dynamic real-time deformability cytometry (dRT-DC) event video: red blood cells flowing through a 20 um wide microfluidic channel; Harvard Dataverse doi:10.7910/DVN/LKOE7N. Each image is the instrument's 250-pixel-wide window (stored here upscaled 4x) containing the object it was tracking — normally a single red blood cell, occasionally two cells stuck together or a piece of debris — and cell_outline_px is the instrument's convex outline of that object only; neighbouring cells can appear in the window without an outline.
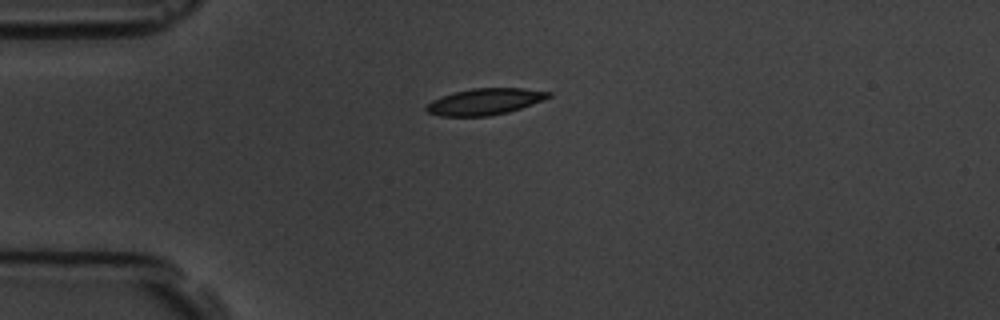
{"species": "common noctule bat (a hibernating species)", "species_latin": "Nyctalus noctula", "temperature_condition": "room temperature", "stored_images_in_passage": 5, "camera_frame_rate_fps": 3000, "um_per_image_px": 0.085, "animal": {"sex": "male", "body_mass_g": 19.5, "forearm_length_mm": 54.6}, "frame": {"image": 1, "passage_image": 1, "time_ms": 0.0, "image_size_px": [1000, 320], "cell_outline_px": [[552, 96], [544, 100], [508, 112], [488, 116], [440, 116], [428, 112], [424, 108], [432, 100], [440, 96], [452, 92], [472, 88], [524, 88], [552, 92]], "centroid_in_image_um": [41.21, 8.63], "position_along_channel_um": 43.8, "area_um2": 18.9}}
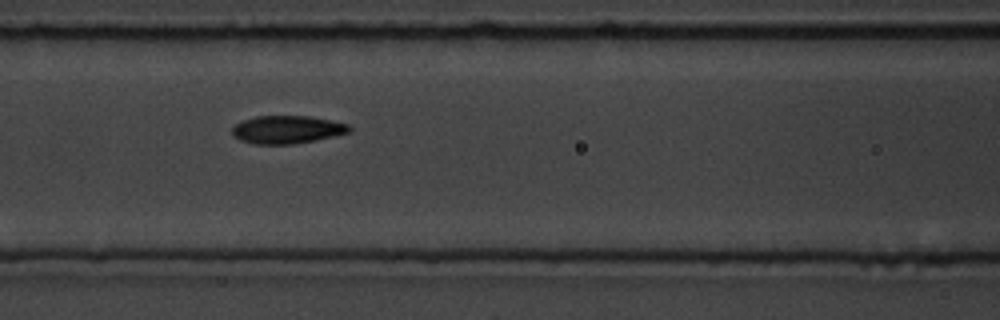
{"frame": {"image": 2, "passage_image": 4, "time_ms": 3.333, "image_size_px": [1000, 320], "cell_outline_px": [[352, 128], [348, 132], [316, 140], [292, 144], [256, 144], [240, 140], [232, 136], [232, 128], [240, 120], [256, 116], [308, 116], [348, 124]], "centroid_in_image_um": [24.34, 11.01], "position_along_channel_um": 142.3, "area_um2": 18.96}}
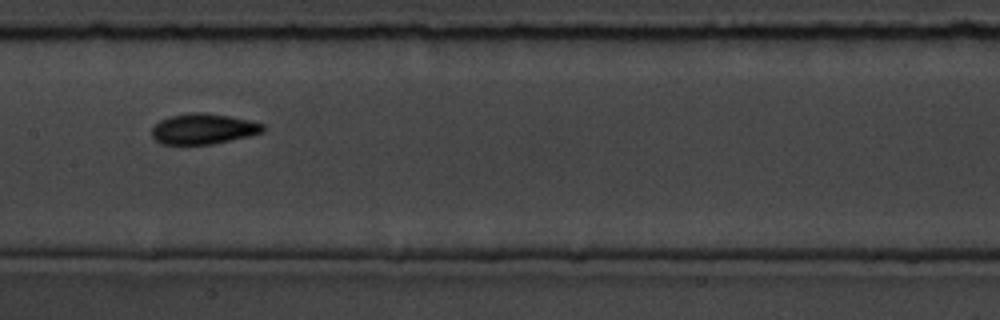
{"frame": {"image": 3, "passage_image": 5, "time_ms": 4.667, "image_size_px": [1000, 320], "cell_outline_px": [[268, 128], [264, 132], [248, 136], [212, 144], [160, 144], [152, 136], [152, 128], [160, 120], [172, 116], [192, 112], [204, 112], [228, 116], [248, 120], [264, 124]], "centroid_in_image_um": [17.31, 10.95], "position_along_channel_um": 190.1, "area_um2": 19.71}}